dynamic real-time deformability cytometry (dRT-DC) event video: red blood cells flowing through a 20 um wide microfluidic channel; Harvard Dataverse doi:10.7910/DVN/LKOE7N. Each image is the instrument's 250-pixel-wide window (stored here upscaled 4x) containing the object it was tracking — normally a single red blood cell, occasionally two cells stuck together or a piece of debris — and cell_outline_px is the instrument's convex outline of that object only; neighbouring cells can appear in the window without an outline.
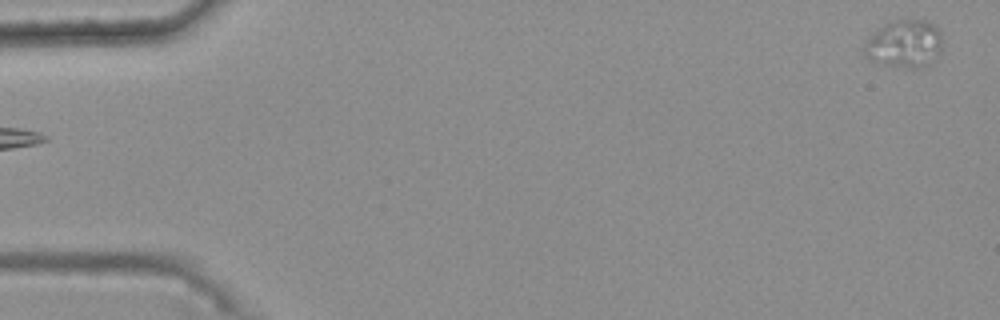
{"species": "common noctule bat (a hibernating species)", "species_latin": "Nyctalus noctula", "temperature_condition": "warm", "stored_images_in_passage": 50, "camera_frame_rate_fps": 3000, "um_per_image_px": 0.085, "animal": {"sex": "female", "body_mass_g": 25.1}, "frame": {"image": 1, "passage_image": 1, "time_ms": 0.0, "image_size_px": [1000, 320], "cell_outline_px": [[940, 52], [928, 64], [920, 68], [912, 68], [880, 64], [868, 60], [860, 52], [868, 36], [872, 32], [888, 20], [928, 20], [936, 24], [940, 32]], "centroid_in_image_um": [76.79, 3.71], "position_along_channel_um": 8.2, "area_um2": 22.25}}
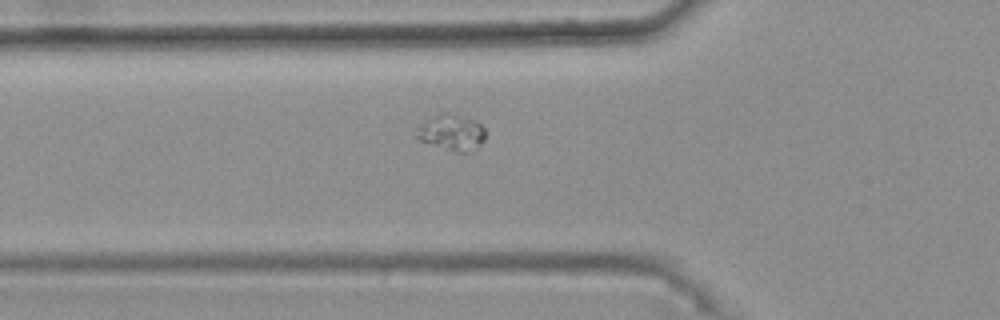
{"frame": {"image": 2, "passage_image": 19, "time_ms": 6.0, "image_size_px": [1000, 320], "cell_outline_px": [[484, 140], [480, 144], [464, 152], [456, 152], [420, 140], [416, 136], [420, 128], [432, 116], [440, 112], [448, 112], [476, 120], [484, 128]], "centroid_in_image_um": [38.42, 11.23], "position_along_channel_um": 87.4, "area_um2": 13.87}}
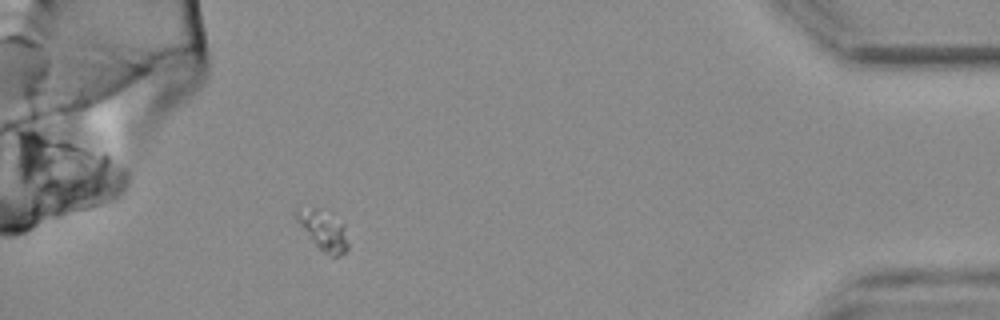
{"frame": {"image": 3, "passage_image": 49, "time_ms": 16.0, "image_size_px": [1000, 320], "cell_outline_px": [[348, 248], [340, 256], [332, 256], [324, 252], [316, 244], [296, 220], [296, 208], [316, 208], [332, 212], [344, 224], [348, 244]], "centroid_in_image_um": [27.53, 19.54], "position_along_channel_um": 407.7, "area_um2": 11.91}}